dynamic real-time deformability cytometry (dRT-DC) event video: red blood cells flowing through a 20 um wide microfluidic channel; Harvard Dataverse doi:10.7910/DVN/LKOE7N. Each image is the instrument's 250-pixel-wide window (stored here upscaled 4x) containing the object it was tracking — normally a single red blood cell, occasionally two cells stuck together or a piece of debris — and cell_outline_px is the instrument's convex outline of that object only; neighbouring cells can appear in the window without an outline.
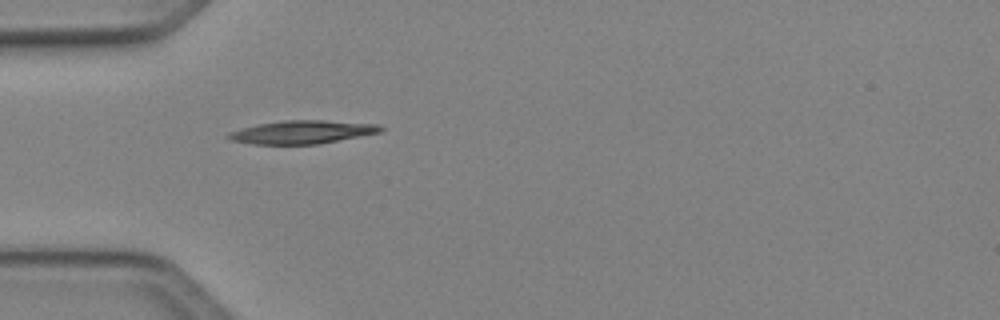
{"species": "Egyptian fruit bat (a non-hibernating species)", "species_latin": "Rousettus aegyptiacus", "temperature_condition": "cold", "stored_images_in_passage": 34, "camera_frame_rate_fps": 3000, "um_per_image_px": 0.085, "animal": {"sex": "female"}, "frame": {"image": 1, "passage_image": 1, "time_ms": 0.0, "image_size_px": [1000, 320], "cell_outline_px": [[384, 128], [380, 132], [316, 144], [252, 144], [232, 140], [224, 136], [228, 132], [256, 124], [284, 120], [324, 120], [380, 124]], "centroid_in_image_um": [25.65, 11.21], "position_along_channel_um": 59.4, "area_um2": 20.52}}
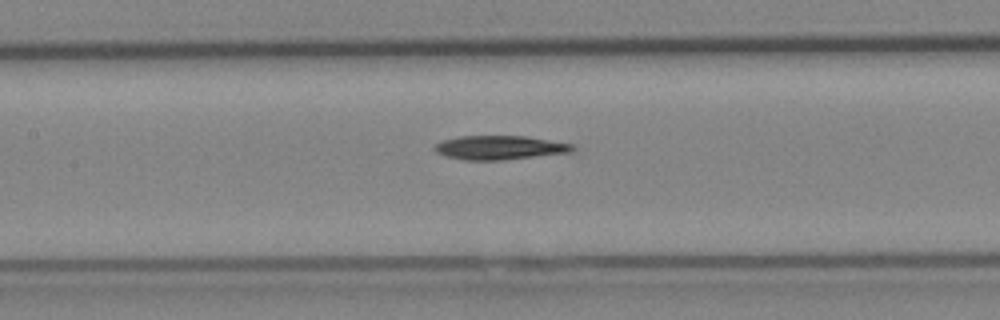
{"frame": {"image": 2, "passage_image": 9, "time_ms": 2.667, "image_size_px": [1000, 320], "cell_outline_px": [[576, 148], [572, 152], [500, 160], [464, 160], [444, 156], [436, 152], [432, 148], [436, 144], [444, 140], [460, 136], [528, 136], [572, 144]], "centroid_in_image_um": [42.46, 12.54], "position_along_channel_um": 164.9, "area_um2": 19.25}}
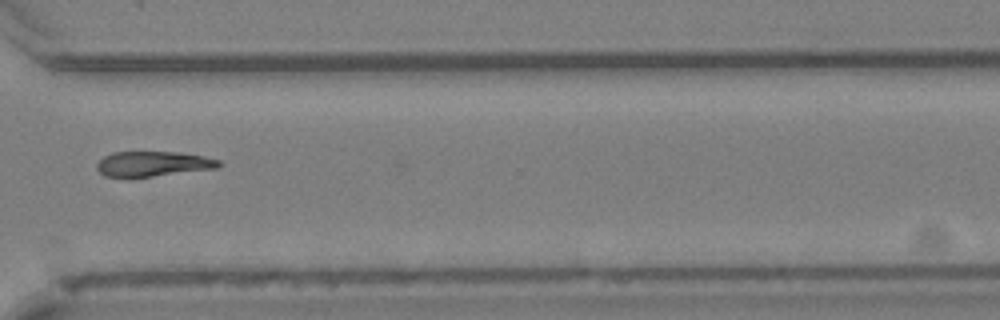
{"frame": {"image": 3, "passage_image": 23, "time_ms": 7.333, "image_size_px": [1000, 320], "cell_outline_px": [[224, 164], [216, 168], [132, 180], [124, 180], [104, 176], [96, 168], [96, 164], [104, 156], [112, 152], [180, 152], [204, 156], [220, 160]], "centroid_in_image_um": [12.96, 13.98], "position_along_channel_um": 357.6, "area_um2": 18.79}}